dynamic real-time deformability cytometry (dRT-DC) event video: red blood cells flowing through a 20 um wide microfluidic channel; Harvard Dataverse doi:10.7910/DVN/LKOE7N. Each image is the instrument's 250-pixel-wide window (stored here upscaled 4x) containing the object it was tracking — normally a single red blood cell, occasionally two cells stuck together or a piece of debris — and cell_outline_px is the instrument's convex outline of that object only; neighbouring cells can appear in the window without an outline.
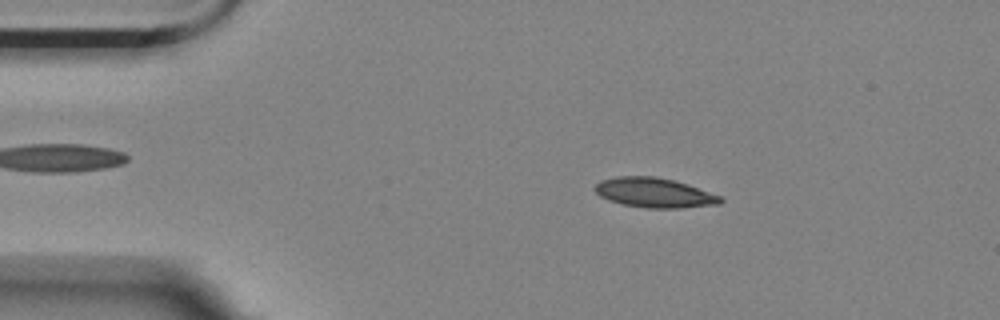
{"species": "Egyptian fruit bat (a non-hibernating species)", "species_latin": "Rousettus aegyptiacus", "temperature_condition": "room temperature", "stored_images_in_passage": 56, "camera_frame_rate_fps": 3000, "um_per_image_px": 0.085, "animal": {"sex": "female"}, "frame": {"image": 1, "passage_image": 9, "time_ms": 2.667, "image_size_px": [1000, 320], "cell_outline_px": [[724, 200], [720, 204], [680, 208], [644, 208], [624, 204], [608, 200], [600, 196], [592, 188], [600, 180], [616, 176], [652, 176], [672, 180], [688, 184], [720, 196]], "centroid_in_image_um": [55.59, 16.38], "position_along_channel_um": 29.4, "area_um2": 21.73}}
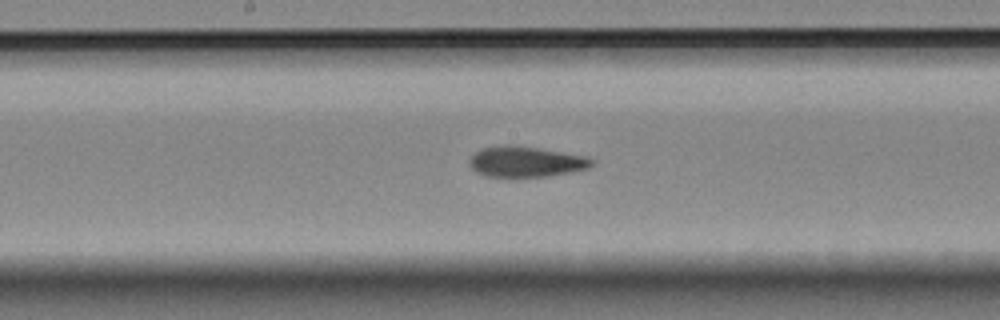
{"frame": {"image": 2, "passage_image": 28, "time_ms": 9.0, "image_size_px": [1000, 320], "cell_outline_px": [[596, 160], [588, 168], [548, 176], [512, 180], [508, 180], [484, 176], [476, 172], [468, 164], [468, 160], [480, 148], [504, 144], [508, 144], [536, 148], [584, 156]], "centroid_in_image_um": [44.6, 13.79], "position_along_channel_um": 203.6, "area_um2": 22.54}}
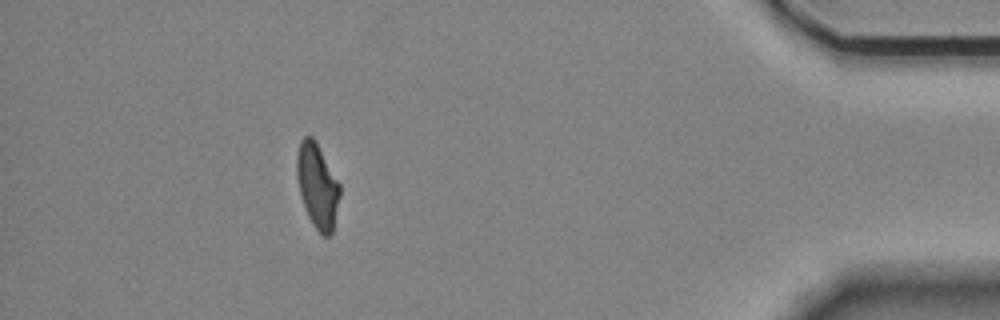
{"frame": {"image": 3, "passage_image": 50, "time_ms": 16.333, "image_size_px": [1000, 320], "cell_outline_px": [[340, 196], [332, 232], [328, 236], [324, 236], [312, 224], [308, 216], [300, 192], [296, 176], [296, 156], [300, 140], [304, 136], [312, 136], [316, 140], [340, 184]], "centroid_in_image_um": [26.97, 15.74], "position_along_channel_um": 408.2, "area_um2": 21.15}, "authors_computed_cell_mechanics": {"area_um2": 21.7617, "velocity_mm_per_s": 3.5072, "shape_relaxation_time_tau1_ms": null, "shape_relaxation_time_tau2_ms": 2.7132, "deformation_change_tau1": null, "deformation_change_tau2": 0.0802}}